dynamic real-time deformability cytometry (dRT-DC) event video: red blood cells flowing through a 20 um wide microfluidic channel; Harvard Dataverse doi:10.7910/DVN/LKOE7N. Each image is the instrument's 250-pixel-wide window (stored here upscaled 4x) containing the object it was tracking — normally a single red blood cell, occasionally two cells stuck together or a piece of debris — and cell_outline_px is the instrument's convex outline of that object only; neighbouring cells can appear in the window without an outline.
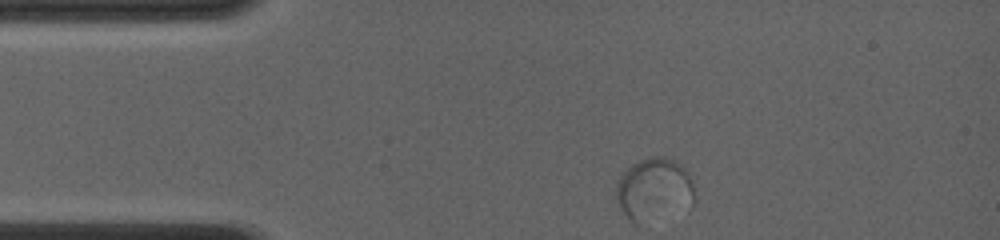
{"species": "common noctule bat (a hibernating species)", "species_latin": "Nyctalus noctula", "temperature_condition": "room temperature", "stored_images_in_passage": 19, "camera_frame_rate_fps": 4000, "um_per_image_px": 0.085, "animal": {"sex": "female", "body_mass_g": 19.0, "forearm_length_mm": 56.7}, "frame": {"image": 1, "passage_image": 1, "time_ms": 0.0, "image_size_px": [1000, 240], "cell_outline_px": [[696, 200], [692, 208], [688, 212], [640, 224], [636, 224], [620, 208], [616, 200], [616, 184], [620, 176], [632, 164], [640, 160], [652, 156], [664, 156], [676, 160], [688, 172], [692, 184]], "centroid_in_image_um": [55.66, 16.14], "position_along_channel_um": 29.3, "area_um2": 29.59}}
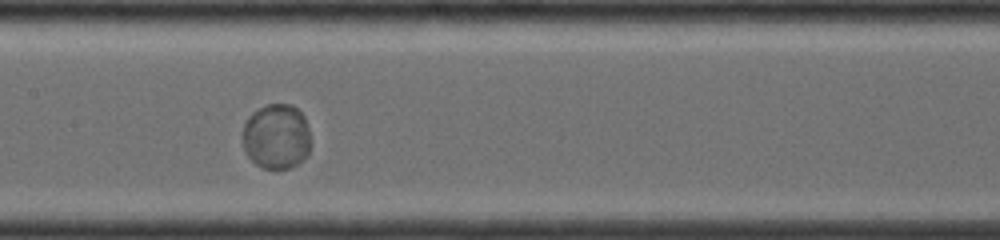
{"frame": {"image": 2, "passage_image": 11, "time_ms": 5.0, "image_size_px": [1000, 240], "cell_outline_px": [[308, 156], [304, 160], [292, 168], [276, 172], [260, 168], [248, 156], [244, 148], [244, 124], [248, 116], [252, 112], [268, 104], [292, 104], [304, 116], [308, 128]], "centroid_in_image_um": [23.5, 11.66], "position_along_channel_um": 183.9, "area_um2": 26.18}}
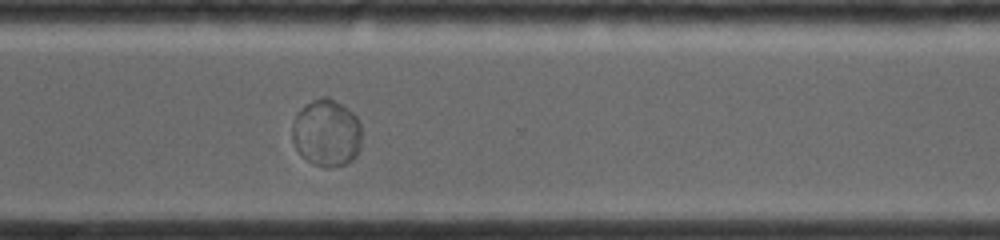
{"frame": {"image": 3, "passage_image": 19, "time_ms": 9.0, "image_size_px": [1000, 240], "cell_outline_px": [[360, 148], [356, 156], [352, 160], [344, 164], [332, 168], [324, 168], [312, 164], [296, 148], [292, 140], [292, 124], [296, 112], [304, 104], [320, 96], [328, 96], [348, 108], [356, 116], [360, 124]], "centroid_in_image_um": [27.74, 11.28], "position_along_channel_um": 342.9, "area_um2": 27.57}}